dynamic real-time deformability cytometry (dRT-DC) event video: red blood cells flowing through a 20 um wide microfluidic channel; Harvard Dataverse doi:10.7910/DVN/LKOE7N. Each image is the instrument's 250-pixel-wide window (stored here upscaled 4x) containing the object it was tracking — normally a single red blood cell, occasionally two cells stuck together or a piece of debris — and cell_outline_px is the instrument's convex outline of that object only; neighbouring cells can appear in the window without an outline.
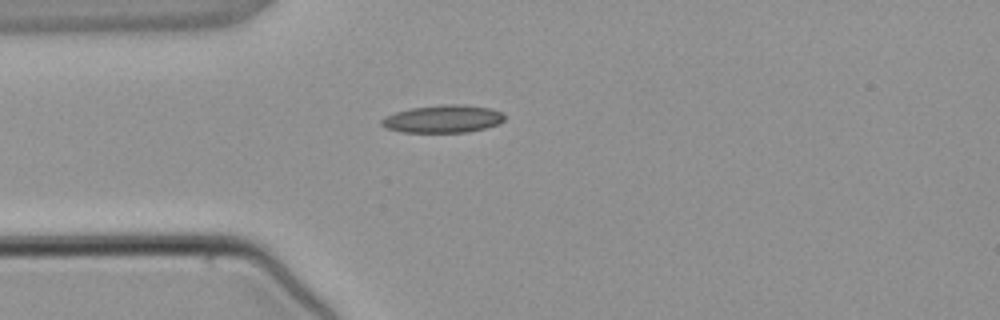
{"species": "common noctule bat (a hibernating species)", "species_latin": "Nyctalus noctula", "temperature_condition": "warm", "stored_images_in_passage": 1, "camera_frame_rate_fps": 3000, "um_per_image_px": 0.085, "animal": {"sex": "male", "body_mass_g": 21.5, "forearm_length_mm": 52.0}, "frame": {"image": 1, "passage_image": 1, "time_ms": 0.0, "image_size_px": [1000, 320], "cell_outline_px": [[504, 120], [500, 124], [468, 132], [400, 132], [388, 128], [380, 124], [380, 120], [384, 116], [396, 112], [412, 108], [448, 104], [456, 104], [492, 108], [500, 112], [504, 116]], "centroid_in_image_um": [37.65, 10.11], "position_along_channel_um": 47.4, "area_um2": 19.71}}